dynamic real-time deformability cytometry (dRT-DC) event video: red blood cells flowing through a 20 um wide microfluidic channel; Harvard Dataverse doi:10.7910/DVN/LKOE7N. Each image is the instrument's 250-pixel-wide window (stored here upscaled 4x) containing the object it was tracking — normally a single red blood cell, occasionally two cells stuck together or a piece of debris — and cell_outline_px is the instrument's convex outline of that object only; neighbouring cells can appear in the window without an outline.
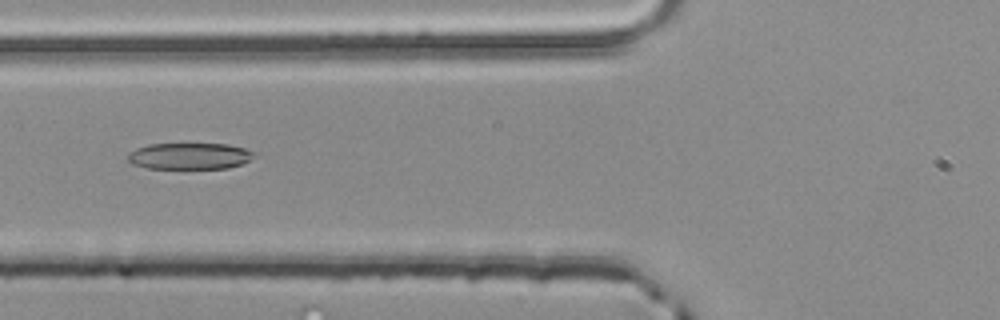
{"species": "common noctule bat (a hibernating species)", "species_latin": "Nyctalus noctula", "temperature_condition": "room temperature", "stored_images_in_passage": 3, "camera_frame_rate_fps": 3000, "um_per_image_px": 0.085, "animal": {"sex": "male", "body_mass_g": 20.4}, "frame": {"image": 1, "passage_image": 3, "time_ms": 0.667, "image_size_px": [1000, 320], "cell_outline_px": [[256, 152], [248, 160], [240, 164], [228, 168], [144, 168], [132, 164], [128, 160], [128, 152], [136, 148], [148, 144], [228, 144], [244, 148]], "centroid_in_image_um": [16.06, 13.26], "position_along_channel_um": 109.7, "area_um2": 19.36}}